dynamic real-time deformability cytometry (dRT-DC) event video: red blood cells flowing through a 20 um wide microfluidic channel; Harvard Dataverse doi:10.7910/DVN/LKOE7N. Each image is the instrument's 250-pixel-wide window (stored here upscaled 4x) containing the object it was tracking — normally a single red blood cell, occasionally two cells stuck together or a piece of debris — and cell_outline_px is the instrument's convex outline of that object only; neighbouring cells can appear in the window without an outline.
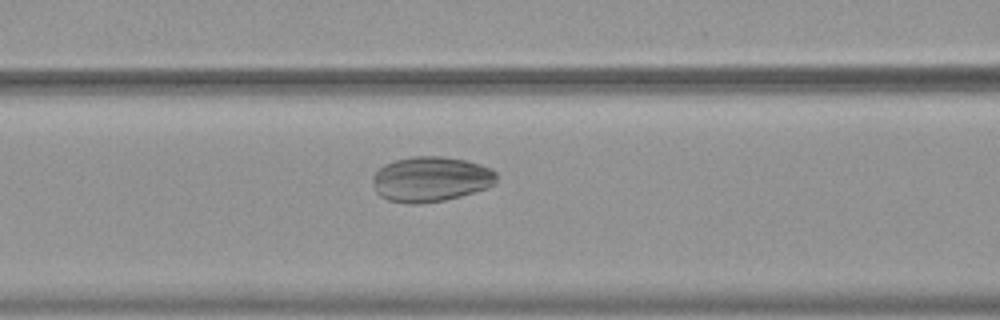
{"species": "common noctule bat (a hibernating species)", "species_latin": "Nyctalus noctula", "temperature_condition": "warm", "stored_images_in_passage": 33, "camera_frame_rate_fps": 3000, "um_per_image_px": 0.085, "animal": {"sex": "female", "body_mass_g": 19.9}, "frame": {"image": 1, "passage_image": 8, "time_ms": 2.333, "image_size_px": [1000, 320], "cell_outline_px": [[496, 180], [488, 188], [460, 196], [444, 200], [420, 204], [408, 204], [388, 200], [380, 196], [376, 192], [372, 184], [372, 176], [384, 164], [396, 160], [412, 156], [440, 156], [464, 160], [480, 164], [496, 172]], "centroid_in_image_um": [36.58, 15.24], "position_along_channel_um": 130.0, "area_um2": 32.6}}
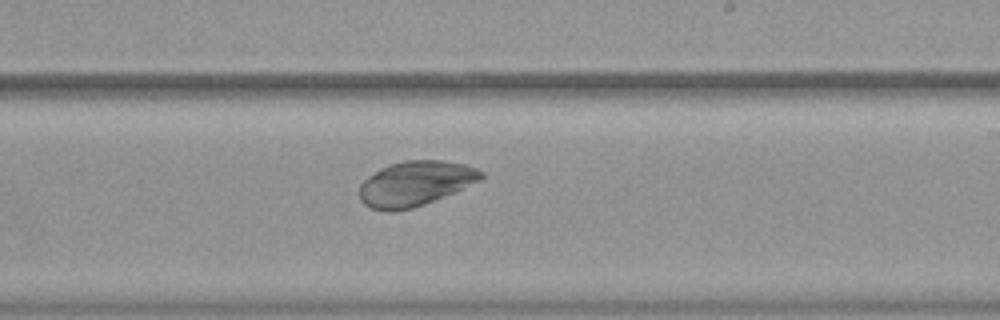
{"frame": {"image": 2, "passage_image": 18, "time_ms": 5.667, "image_size_px": [1000, 320], "cell_outline_px": [[484, 176], [480, 180], [424, 204], [412, 208], [392, 212], [388, 212], [372, 208], [364, 204], [360, 200], [360, 184], [368, 176], [380, 168], [388, 164], [404, 160], [444, 160], [464, 164], [476, 168], [484, 172]], "centroid_in_image_um": [35.27, 15.59], "position_along_channel_um": 253.7, "area_um2": 31.67}}
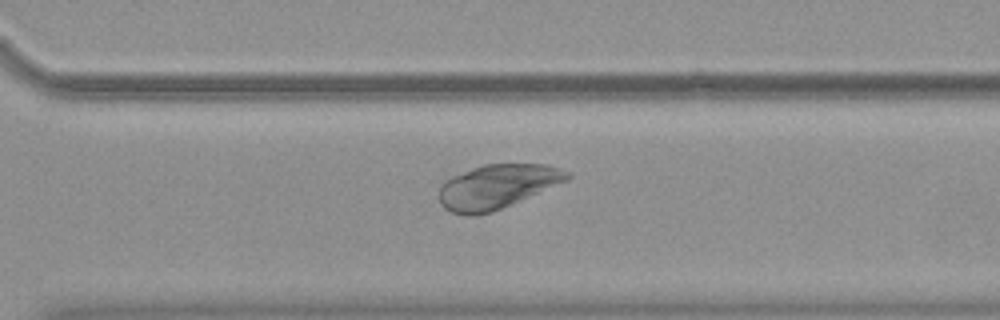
{"frame": {"image": 3, "passage_image": 24, "time_ms": 7.667, "image_size_px": [1000, 320], "cell_outline_px": [[572, 176], [568, 180], [492, 212], [472, 216], [468, 216], [452, 212], [444, 208], [440, 204], [436, 196], [440, 184], [444, 180], [452, 176], [472, 168], [484, 164], [544, 164], [572, 172]], "centroid_in_image_um": [42.2, 15.86], "position_along_channel_um": 328.4, "area_um2": 33.18}}